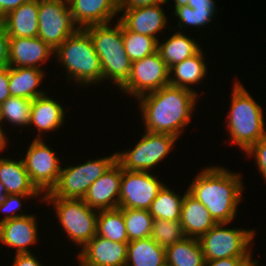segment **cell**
<instances>
[{
  "mask_svg": "<svg viewBox=\"0 0 266 266\" xmlns=\"http://www.w3.org/2000/svg\"><path fill=\"white\" fill-rule=\"evenodd\" d=\"M198 96L194 91L166 85L138 100L145 131L169 134L179 139L190 124Z\"/></svg>",
  "mask_w": 266,
  "mask_h": 266,
  "instance_id": "obj_1",
  "label": "cell"
},
{
  "mask_svg": "<svg viewBox=\"0 0 266 266\" xmlns=\"http://www.w3.org/2000/svg\"><path fill=\"white\" fill-rule=\"evenodd\" d=\"M242 174L219 166L205 167L187 187L216 223H231L238 213L244 192Z\"/></svg>",
  "mask_w": 266,
  "mask_h": 266,
  "instance_id": "obj_2",
  "label": "cell"
},
{
  "mask_svg": "<svg viewBox=\"0 0 266 266\" xmlns=\"http://www.w3.org/2000/svg\"><path fill=\"white\" fill-rule=\"evenodd\" d=\"M227 123L229 140L244 153L266 135L262 106L239 80L234 79Z\"/></svg>",
  "mask_w": 266,
  "mask_h": 266,
  "instance_id": "obj_3",
  "label": "cell"
},
{
  "mask_svg": "<svg viewBox=\"0 0 266 266\" xmlns=\"http://www.w3.org/2000/svg\"><path fill=\"white\" fill-rule=\"evenodd\" d=\"M54 56L66 70L67 80L84 87L103 82L100 58L84 29H78L69 36L55 50Z\"/></svg>",
  "mask_w": 266,
  "mask_h": 266,
  "instance_id": "obj_4",
  "label": "cell"
},
{
  "mask_svg": "<svg viewBox=\"0 0 266 266\" xmlns=\"http://www.w3.org/2000/svg\"><path fill=\"white\" fill-rule=\"evenodd\" d=\"M110 23L91 25L84 30L90 35L95 51L100 58L103 81H111L120 89L128 80L132 62L123 43L122 23L117 19Z\"/></svg>",
  "mask_w": 266,
  "mask_h": 266,
  "instance_id": "obj_5",
  "label": "cell"
},
{
  "mask_svg": "<svg viewBox=\"0 0 266 266\" xmlns=\"http://www.w3.org/2000/svg\"><path fill=\"white\" fill-rule=\"evenodd\" d=\"M45 204H53L58 223L66 232L68 240L83 247L95 235L99 211L90 208L83 199L43 197Z\"/></svg>",
  "mask_w": 266,
  "mask_h": 266,
  "instance_id": "obj_6",
  "label": "cell"
},
{
  "mask_svg": "<svg viewBox=\"0 0 266 266\" xmlns=\"http://www.w3.org/2000/svg\"><path fill=\"white\" fill-rule=\"evenodd\" d=\"M229 223H217L198 240L205 260L231 257H253L252 246L255 229L225 227Z\"/></svg>",
  "mask_w": 266,
  "mask_h": 266,
  "instance_id": "obj_7",
  "label": "cell"
},
{
  "mask_svg": "<svg viewBox=\"0 0 266 266\" xmlns=\"http://www.w3.org/2000/svg\"><path fill=\"white\" fill-rule=\"evenodd\" d=\"M116 162V152L85 163L61 167L56 186L43 197L83 199L91 184Z\"/></svg>",
  "mask_w": 266,
  "mask_h": 266,
  "instance_id": "obj_8",
  "label": "cell"
},
{
  "mask_svg": "<svg viewBox=\"0 0 266 266\" xmlns=\"http://www.w3.org/2000/svg\"><path fill=\"white\" fill-rule=\"evenodd\" d=\"M176 140L169 134L144 131L132 150L116 152V161L125 170L151 172L171 153Z\"/></svg>",
  "mask_w": 266,
  "mask_h": 266,
  "instance_id": "obj_9",
  "label": "cell"
},
{
  "mask_svg": "<svg viewBox=\"0 0 266 266\" xmlns=\"http://www.w3.org/2000/svg\"><path fill=\"white\" fill-rule=\"evenodd\" d=\"M78 29L68 0H39L37 37L54 51Z\"/></svg>",
  "mask_w": 266,
  "mask_h": 266,
  "instance_id": "obj_10",
  "label": "cell"
},
{
  "mask_svg": "<svg viewBox=\"0 0 266 266\" xmlns=\"http://www.w3.org/2000/svg\"><path fill=\"white\" fill-rule=\"evenodd\" d=\"M44 141L34 138L21 158L32 184L42 195L56 186L62 167L59 157Z\"/></svg>",
  "mask_w": 266,
  "mask_h": 266,
  "instance_id": "obj_11",
  "label": "cell"
},
{
  "mask_svg": "<svg viewBox=\"0 0 266 266\" xmlns=\"http://www.w3.org/2000/svg\"><path fill=\"white\" fill-rule=\"evenodd\" d=\"M169 72L170 69L157 51L132 62L130 76L119 91L138 99L142 95L169 85Z\"/></svg>",
  "mask_w": 266,
  "mask_h": 266,
  "instance_id": "obj_12",
  "label": "cell"
},
{
  "mask_svg": "<svg viewBox=\"0 0 266 266\" xmlns=\"http://www.w3.org/2000/svg\"><path fill=\"white\" fill-rule=\"evenodd\" d=\"M153 172L122 169L118 208L148 210L165 185Z\"/></svg>",
  "mask_w": 266,
  "mask_h": 266,
  "instance_id": "obj_13",
  "label": "cell"
},
{
  "mask_svg": "<svg viewBox=\"0 0 266 266\" xmlns=\"http://www.w3.org/2000/svg\"><path fill=\"white\" fill-rule=\"evenodd\" d=\"M127 244L113 242L95 235L80 248L77 259L79 266H125L127 261Z\"/></svg>",
  "mask_w": 266,
  "mask_h": 266,
  "instance_id": "obj_14",
  "label": "cell"
},
{
  "mask_svg": "<svg viewBox=\"0 0 266 266\" xmlns=\"http://www.w3.org/2000/svg\"><path fill=\"white\" fill-rule=\"evenodd\" d=\"M122 167L116 161L89 187L83 201L96 210L115 209L119 206Z\"/></svg>",
  "mask_w": 266,
  "mask_h": 266,
  "instance_id": "obj_15",
  "label": "cell"
},
{
  "mask_svg": "<svg viewBox=\"0 0 266 266\" xmlns=\"http://www.w3.org/2000/svg\"><path fill=\"white\" fill-rule=\"evenodd\" d=\"M163 4L119 10L117 19L132 32L148 35L159 40V32H164L169 22Z\"/></svg>",
  "mask_w": 266,
  "mask_h": 266,
  "instance_id": "obj_16",
  "label": "cell"
},
{
  "mask_svg": "<svg viewBox=\"0 0 266 266\" xmlns=\"http://www.w3.org/2000/svg\"><path fill=\"white\" fill-rule=\"evenodd\" d=\"M35 216L28 214L0 223V243L15 249V254L32 253L29 246L39 240Z\"/></svg>",
  "mask_w": 266,
  "mask_h": 266,
  "instance_id": "obj_17",
  "label": "cell"
},
{
  "mask_svg": "<svg viewBox=\"0 0 266 266\" xmlns=\"http://www.w3.org/2000/svg\"><path fill=\"white\" fill-rule=\"evenodd\" d=\"M55 51L39 37H15L9 40L10 67L37 68L45 64Z\"/></svg>",
  "mask_w": 266,
  "mask_h": 266,
  "instance_id": "obj_18",
  "label": "cell"
},
{
  "mask_svg": "<svg viewBox=\"0 0 266 266\" xmlns=\"http://www.w3.org/2000/svg\"><path fill=\"white\" fill-rule=\"evenodd\" d=\"M75 25L84 29L91 25L111 23L118 17V0H68Z\"/></svg>",
  "mask_w": 266,
  "mask_h": 266,
  "instance_id": "obj_19",
  "label": "cell"
},
{
  "mask_svg": "<svg viewBox=\"0 0 266 266\" xmlns=\"http://www.w3.org/2000/svg\"><path fill=\"white\" fill-rule=\"evenodd\" d=\"M65 115L62 105L55 98H50L49 94L35 98L32 102L29 123V126H34L38 131L35 139H41L46 132L58 130L64 125Z\"/></svg>",
  "mask_w": 266,
  "mask_h": 266,
  "instance_id": "obj_20",
  "label": "cell"
},
{
  "mask_svg": "<svg viewBox=\"0 0 266 266\" xmlns=\"http://www.w3.org/2000/svg\"><path fill=\"white\" fill-rule=\"evenodd\" d=\"M180 223L185 237L197 239L217 224L207 208L189 192L182 202Z\"/></svg>",
  "mask_w": 266,
  "mask_h": 266,
  "instance_id": "obj_21",
  "label": "cell"
},
{
  "mask_svg": "<svg viewBox=\"0 0 266 266\" xmlns=\"http://www.w3.org/2000/svg\"><path fill=\"white\" fill-rule=\"evenodd\" d=\"M39 0H30L10 11L0 22L10 38L37 37Z\"/></svg>",
  "mask_w": 266,
  "mask_h": 266,
  "instance_id": "obj_22",
  "label": "cell"
},
{
  "mask_svg": "<svg viewBox=\"0 0 266 266\" xmlns=\"http://www.w3.org/2000/svg\"><path fill=\"white\" fill-rule=\"evenodd\" d=\"M0 182L7 194L42 195L32 184L21 158L0 157Z\"/></svg>",
  "mask_w": 266,
  "mask_h": 266,
  "instance_id": "obj_23",
  "label": "cell"
},
{
  "mask_svg": "<svg viewBox=\"0 0 266 266\" xmlns=\"http://www.w3.org/2000/svg\"><path fill=\"white\" fill-rule=\"evenodd\" d=\"M203 52L201 49L192 57L172 66L169 72V85L194 91L198 95L199 92L191 87L197 86L207 76V63Z\"/></svg>",
  "mask_w": 266,
  "mask_h": 266,
  "instance_id": "obj_24",
  "label": "cell"
},
{
  "mask_svg": "<svg viewBox=\"0 0 266 266\" xmlns=\"http://www.w3.org/2000/svg\"><path fill=\"white\" fill-rule=\"evenodd\" d=\"M46 70L28 67H9V92L11 96L34 100L46 94L40 85Z\"/></svg>",
  "mask_w": 266,
  "mask_h": 266,
  "instance_id": "obj_25",
  "label": "cell"
},
{
  "mask_svg": "<svg viewBox=\"0 0 266 266\" xmlns=\"http://www.w3.org/2000/svg\"><path fill=\"white\" fill-rule=\"evenodd\" d=\"M182 31H175L168 39H163V42L158 40L157 51L169 69L202 49L200 48L201 44H198L195 38L189 37V34L186 35V32L184 34Z\"/></svg>",
  "mask_w": 266,
  "mask_h": 266,
  "instance_id": "obj_26",
  "label": "cell"
},
{
  "mask_svg": "<svg viewBox=\"0 0 266 266\" xmlns=\"http://www.w3.org/2000/svg\"><path fill=\"white\" fill-rule=\"evenodd\" d=\"M166 264V249L151 237L130 241L127 244L125 266H163Z\"/></svg>",
  "mask_w": 266,
  "mask_h": 266,
  "instance_id": "obj_27",
  "label": "cell"
},
{
  "mask_svg": "<svg viewBox=\"0 0 266 266\" xmlns=\"http://www.w3.org/2000/svg\"><path fill=\"white\" fill-rule=\"evenodd\" d=\"M204 254L197 238L184 237L166 248V264L169 266H204Z\"/></svg>",
  "mask_w": 266,
  "mask_h": 266,
  "instance_id": "obj_28",
  "label": "cell"
},
{
  "mask_svg": "<svg viewBox=\"0 0 266 266\" xmlns=\"http://www.w3.org/2000/svg\"><path fill=\"white\" fill-rule=\"evenodd\" d=\"M187 192L188 189L184 192V195L180 196L176 191L164 185L150 205L149 213L154 220L180 221L181 206Z\"/></svg>",
  "mask_w": 266,
  "mask_h": 266,
  "instance_id": "obj_29",
  "label": "cell"
},
{
  "mask_svg": "<svg viewBox=\"0 0 266 266\" xmlns=\"http://www.w3.org/2000/svg\"><path fill=\"white\" fill-rule=\"evenodd\" d=\"M96 235L113 242L129 243L123 208L99 210Z\"/></svg>",
  "mask_w": 266,
  "mask_h": 266,
  "instance_id": "obj_30",
  "label": "cell"
},
{
  "mask_svg": "<svg viewBox=\"0 0 266 266\" xmlns=\"http://www.w3.org/2000/svg\"><path fill=\"white\" fill-rule=\"evenodd\" d=\"M122 35L124 48L131 62L141 60L157 52L158 40L154 37L129 31L123 24Z\"/></svg>",
  "mask_w": 266,
  "mask_h": 266,
  "instance_id": "obj_31",
  "label": "cell"
},
{
  "mask_svg": "<svg viewBox=\"0 0 266 266\" xmlns=\"http://www.w3.org/2000/svg\"><path fill=\"white\" fill-rule=\"evenodd\" d=\"M32 102L33 100L31 99L10 96L6 101L1 103L2 125H6L4 123H9L16 127H28L31 117Z\"/></svg>",
  "mask_w": 266,
  "mask_h": 266,
  "instance_id": "obj_32",
  "label": "cell"
},
{
  "mask_svg": "<svg viewBox=\"0 0 266 266\" xmlns=\"http://www.w3.org/2000/svg\"><path fill=\"white\" fill-rule=\"evenodd\" d=\"M128 240L133 241L150 237L154 218L145 209H123Z\"/></svg>",
  "mask_w": 266,
  "mask_h": 266,
  "instance_id": "obj_33",
  "label": "cell"
},
{
  "mask_svg": "<svg viewBox=\"0 0 266 266\" xmlns=\"http://www.w3.org/2000/svg\"><path fill=\"white\" fill-rule=\"evenodd\" d=\"M173 16L179 18L177 20V28H205L213 21L216 12L213 9L197 8L193 9L189 5L174 7ZM212 20V21H211Z\"/></svg>",
  "mask_w": 266,
  "mask_h": 266,
  "instance_id": "obj_34",
  "label": "cell"
},
{
  "mask_svg": "<svg viewBox=\"0 0 266 266\" xmlns=\"http://www.w3.org/2000/svg\"><path fill=\"white\" fill-rule=\"evenodd\" d=\"M150 237L166 249L176 242L181 241L185 236L180 221L155 219Z\"/></svg>",
  "mask_w": 266,
  "mask_h": 266,
  "instance_id": "obj_35",
  "label": "cell"
},
{
  "mask_svg": "<svg viewBox=\"0 0 266 266\" xmlns=\"http://www.w3.org/2000/svg\"><path fill=\"white\" fill-rule=\"evenodd\" d=\"M40 197L43 200V195H21V194H8L1 202H0V212H3L5 216H3L0 220V223L14 219L17 217H22L27 214L23 212V201L22 199L30 198H38ZM20 210V213H17ZM7 214V215H6Z\"/></svg>",
  "mask_w": 266,
  "mask_h": 266,
  "instance_id": "obj_36",
  "label": "cell"
},
{
  "mask_svg": "<svg viewBox=\"0 0 266 266\" xmlns=\"http://www.w3.org/2000/svg\"><path fill=\"white\" fill-rule=\"evenodd\" d=\"M249 158L253 156L257 169L266 182V135L252 145L245 153Z\"/></svg>",
  "mask_w": 266,
  "mask_h": 266,
  "instance_id": "obj_37",
  "label": "cell"
},
{
  "mask_svg": "<svg viewBox=\"0 0 266 266\" xmlns=\"http://www.w3.org/2000/svg\"><path fill=\"white\" fill-rule=\"evenodd\" d=\"M9 40L10 37L8 36L4 25L0 22V70L10 67Z\"/></svg>",
  "mask_w": 266,
  "mask_h": 266,
  "instance_id": "obj_38",
  "label": "cell"
},
{
  "mask_svg": "<svg viewBox=\"0 0 266 266\" xmlns=\"http://www.w3.org/2000/svg\"><path fill=\"white\" fill-rule=\"evenodd\" d=\"M167 4L168 0H118V9L127 10L150 5Z\"/></svg>",
  "mask_w": 266,
  "mask_h": 266,
  "instance_id": "obj_39",
  "label": "cell"
},
{
  "mask_svg": "<svg viewBox=\"0 0 266 266\" xmlns=\"http://www.w3.org/2000/svg\"><path fill=\"white\" fill-rule=\"evenodd\" d=\"M251 257H231L218 260H205L204 266H241Z\"/></svg>",
  "mask_w": 266,
  "mask_h": 266,
  "instance_id": "obj_40",
  "label": "cell"
},
{
  "mask_svg": "<svg viewBox=\"0 0 266 266\" xmlns=\"http://www.w3.org/2000/svg\"><path fill=\"white\" fill-rule=\"evenodd\" d=\"M12 266H44L33 253L15 254Z\"/></svg>",
  "mask_w": 266,
  "mask_h": 266,
  "instance_id": "obj_41",
  "label": "cell"
},
{
  "mask_svg": "<svg viewBox=\"0 0 266 266\" xmlns=\"http://www.w3.org/2000/svg\"><path fill=\"white\" fill-rule=\"evenodd\" d=\"M9 92V67L0 70V103L10 97Z\"/></svg>",
  "mask_w": 266,
  "mask_h": 266,
  "instance_id": "obj_42",
  "label": "cell"
},
{
  "mask_svg": "<svg viewBox=\"0 0 266 266\" xmlns=\"http://www.w3.org/2000/svg\"><path fill=\"white\" fill-rule=\"evenodd\" d=\"M30 0H0V20L10 11L16 9L21 4Z\"/></svg>",
  "mask_w": 266,
  "mask_h": 266,
  "instance_id": "obj_43",
  "label": "cell"
},
{
  "mask_svg": "<svg viewBox=\"0 0 266 266\" xmlns=\"http://www.w3.org/2000/svg\"><path fill=\"white\" fill-rule=\"evenodd\" d=\"M216 2L215 0H194L192 3H188V5L193 8H207V9H213L216 13H218L219 10L216 8Z\"/></svg>",
  "mask_w": 266,
  "mask_h": 266,
  "instance_id": "obj_44",
  "label": "cell"
},
{
  "mask_svg": "<svg viewBox=\"0 0 266 266\" xmlns=\"http://www.w3.org/2000/svg\"><path fill=\"white\" fill-rule=\"evenodd\" d=\"M4 126L0 124V152L5 151L6 148H8V136L6 134L5 129L3 128Z\"/></svg>",
  "mask_w": 266,
  "mask_h": 266,
  "instance_id": "obj_45",
  "label": "cell"
},
{
  "mask_svg": "<svg viewBox=\"0 0 266 266\" xmlns=\"http://www.w3.org/2000/svg\"><path fill=\"white\" fill-rule=\"evenodd\" d=\"M174 7H180L183 5H188V3H192L194 0H173Z\"/></svg>",
  "mask_w": 266,
  "mask_h": 266,
  "instance_id": "obj_46",
  "label": "cell"
},
{
  "mask_svg": "<svg viewBox=\"0 0 266 266\" xmlns=\"http://www.w3.org/2000/svg\"><path fill=\"white\" fill-rule=\"evenodd\" d=\"M251 257L248 261H245L241 266H258L259 262L258 259H252Z\"/></svg>",
  "mask_w": 266,
  "mask_h": 266,
  "instance_id": "obj_47",
  "label": "cell"
},
{
  "mask_svg": "<svg viewBox=\"0 0 266 266\" xmlns=\"http://www.w3.org/2000/svg\"><path fill=\"white\" fill-rule=\"evenodd\" d=\"M5 186L0 182V202L7 196Z\"/></svg>",
  "mask_w": 266,
  "mask_h": 266,
  "instance_id": "obj_48",
  "label": "cell"
},
{
  "mask_svg": "<svg viewBox=\"0 0 266 266\" xmlns=\"http://www.w3.org/2000/svg\"><path fill=\"white\" fill-rule=\"evenodd\" d=\"M0 124H2L1 103H0Z\"/></svg>",
  "mask_w": 266,
  "mask_h": 266,
  "instance_id": "obj_49",
  "label": "cell"
}]
</instances>
